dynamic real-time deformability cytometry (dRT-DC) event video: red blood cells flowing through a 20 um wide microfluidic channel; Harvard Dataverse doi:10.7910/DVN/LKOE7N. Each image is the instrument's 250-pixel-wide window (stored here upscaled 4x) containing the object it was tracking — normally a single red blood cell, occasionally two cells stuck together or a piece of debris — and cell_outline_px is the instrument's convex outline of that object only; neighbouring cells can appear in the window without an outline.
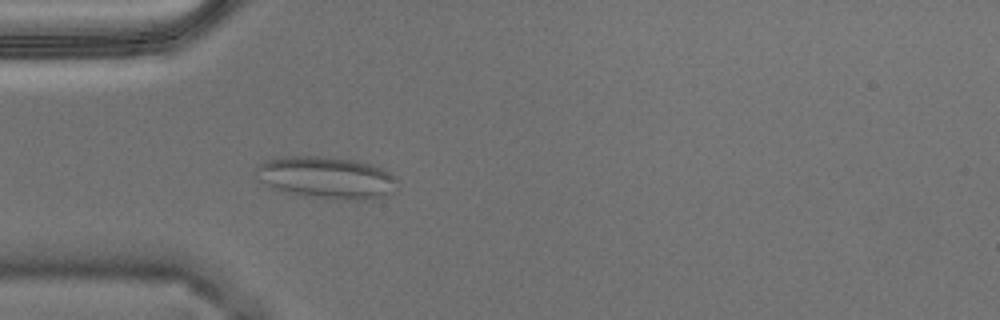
{"species": "Egyptian fruit bat (a non-hibernating species)", "species_latin": "Rousettus aegyptiacus", "temperature_condition": "warm", "stored_images_in_passage": 50, "camera_frame_rate_fps": 3000, "um_per_image_px": 0.085, "animal": {"sex": "male"}, "frame": {"image": 1, "passage_image": 11, "time_ms": 3.333, "image_size_px": [1000, 320], "cell_outline_px": [[396, 192], [372, 200], [344, 200], [304, 196], [288, 192], [276, 188], [256, 180], [252, 176], [256, 168], [264, 160], [284, 156], [324, 156], [356, 160], [372, 164], [384, 168], [396, 176]], "centroid_in_image_um": [27.77, 15.09], "position_along_channel_um": 57.2, "area_um2": 35.37}}
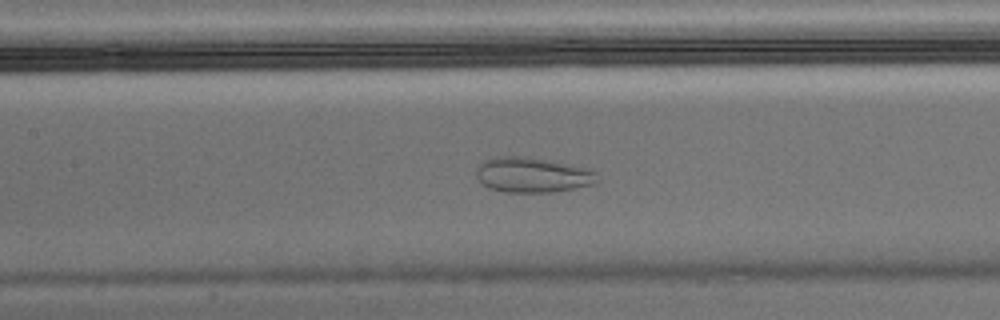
{"frame": {"image": 2, "passage_image": 20, "time_ms": 6.333, "image_size_px": [1000, 320], "cell_outline_px": [[600, 180], [596, 184], [552, 192], [504, 192], [488, 188], [476, 176], [476, 172], [480, 164], [484, 160], [496, 156], [524, 156], [552, 160], [592, 168], [596, 172]], "centroid_in_image_um": [45.33, 14.85], "position_along_channel_um": 162.1, "area_um2": 25.2}}
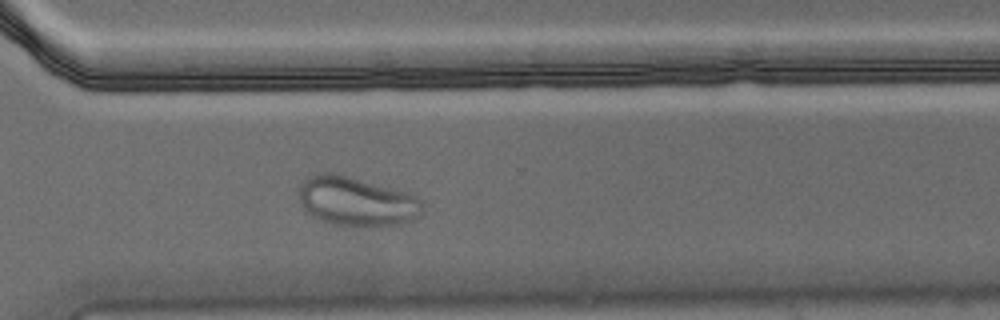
{"frame": {"image": 3, "passage_image": 35, "time_ms": 11.333, "image_size_px": [1000, 320], "cell_outline_px": [[420, 212], [416, 216], [408, 220], [396, 224], [376, 228], [364, 228], [332, 224], [316, 220], [304, 212], [300, 200], [300, 188], [304, 180], [308, 176], [324, 172], [328, 172], [348, 176], [408, 192], [416, 196], [420, 200]], "centroid_in_image_um": [30.23, 17.15], "position_along_channel_um": 340.4, "area_um2": 35.66}}